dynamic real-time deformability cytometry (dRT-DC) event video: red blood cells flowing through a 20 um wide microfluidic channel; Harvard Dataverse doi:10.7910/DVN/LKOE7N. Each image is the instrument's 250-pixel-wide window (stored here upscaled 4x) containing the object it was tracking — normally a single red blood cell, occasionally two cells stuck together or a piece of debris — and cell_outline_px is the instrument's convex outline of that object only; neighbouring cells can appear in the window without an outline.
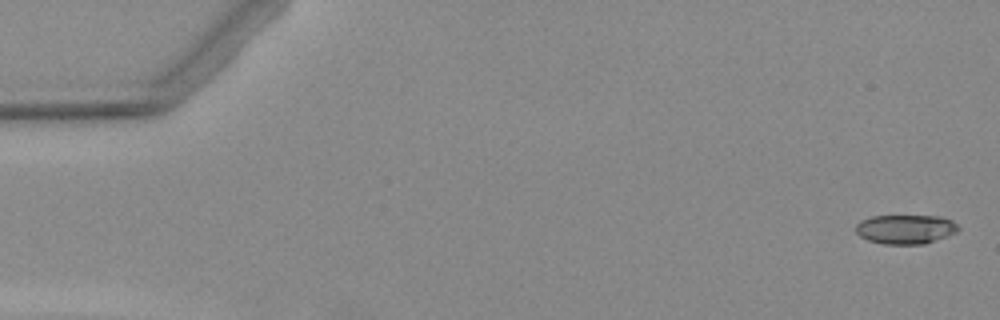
{"species": "Egyptian fruit bat (a non-hibernating species)", "species_latin": "Rousettus aegyptiacus", "temperature_condition": "warm", "stored_images_in_passage": 5, "camera_frame_rate_fps": 3000, "um_per_image_px": 0.085, "animal": {"sex": "female"}, "frame": {"image": 1, "passage_image": 1, "time_ms": 0.0, "image_size_px": [1000, 320], "cell_outline_px": [[960, 228], [956, 232], [924, 244], [884, 244], [868, 240], [860, 236], [856, 232], [856, 224], [860, 220], [872, 216], [940, 216], [952, 220]], "centroid_in_image_um": [76.95, 19.48], "position_along_channel_um": 8.1, "area_um2": 17.4}}
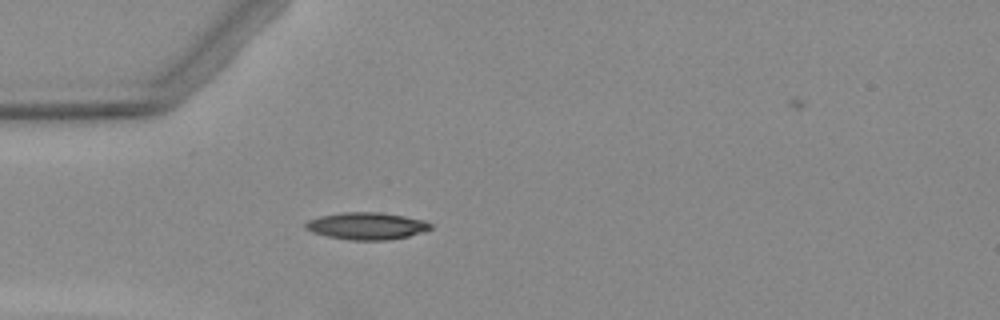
{"frame": {"image": 2, "passage_image": 4, "time_ms": 4.667, "image_size_px": [1000, 320], "cell_outline_px": [[432, 228], [408, 236], [388, 240], [348, 240], [328, 236], [312, 232], [304, 228], [304, 224], [308, 220], [320, 216], [344, 212], [380, 212], [404, 216], [424, 220], [432, 224]], "centroid_in_image_um": [31.15, 19.2], "position_along_channel_um": 53.9, "area_um2": 19.71}}